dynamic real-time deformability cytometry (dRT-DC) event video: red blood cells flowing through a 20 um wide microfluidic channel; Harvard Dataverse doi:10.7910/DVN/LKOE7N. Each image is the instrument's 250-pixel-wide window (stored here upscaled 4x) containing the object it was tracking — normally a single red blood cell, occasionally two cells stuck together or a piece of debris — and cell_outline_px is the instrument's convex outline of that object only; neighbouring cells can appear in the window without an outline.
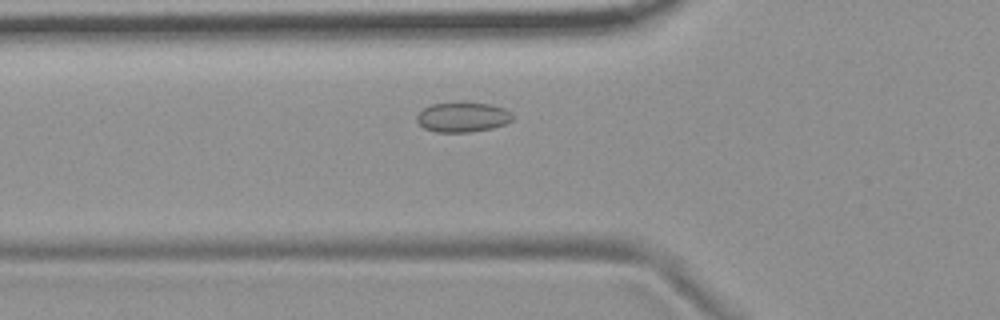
{"species": "common noctule bat (a hibernating species)", "species_latin": "Nyctalus noctula", "temperature_condition": "room temperature", "stored_images_in_passage": 42, "camera_frame_rate_fps": 3000, "um_per_image_px": 0.085, "animal": {"sex": "female", "body_mass_g": 19.9}, "frame": {"image": 1, "passage_image": 7, "time_ms": 2.0, "image_size_px": [1000, 320], "cell_outline_px": [[512, 120], [504, 124], [492, 128], [472, 132], [436, 132], [424, 128], [416, 120], [416, 116], [424, 108], [432, 104], [488, 104], [504, 108], [512, 112]], "centroid_in_image_um": [39.33, 9.99], "position_along_channel_um": 86.5, "area_um2": 16.24}}
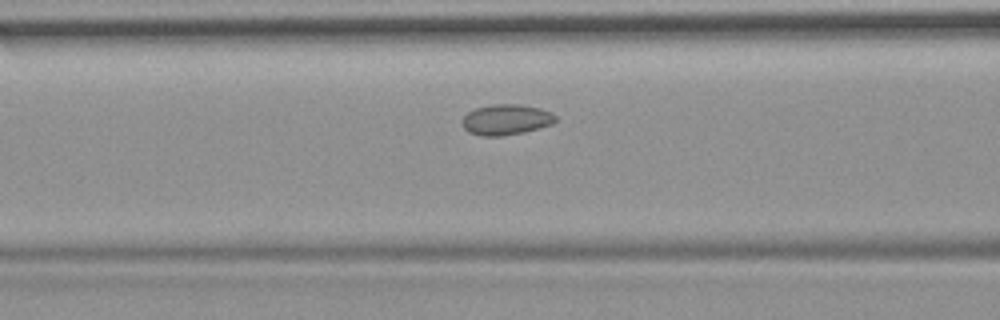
{"frame": {"image": 2, "passage_image": 10, "time_ms": 3.0, "image_size_px": [1000, 320], "cell_outline_px": [[556, 120], [552, 124], [524, 132], [500, 136], [480, 136], [468, 132], [464, 128], [464, 116], [468, 112], [476, 108], [492, 104], [520, 104], [540, 108], [552, 112], [556, 116]], "centroid_in_image_um": [43.04, 10.16], "position_along_channel_um": 123.6, "area_um2": 16.59}}
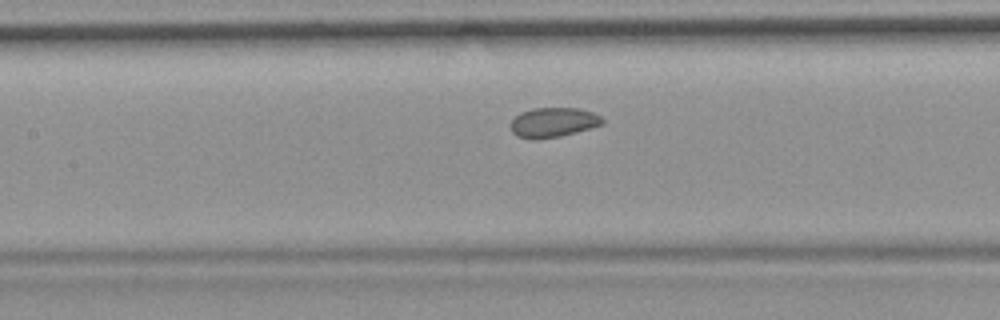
{"frame": {"image": 3, "passage_image": 13, "time_ms": 4.0, "image_size_px": [1000, 320], "cell_outline_px": [[604, 124], [576, 132], [560, 136], [536, 140], [532, 140], [516, 136], [512, 132], [512, 120], [520, 112], [532, 108], [580, 108], [592, 112], [600, 116], [604, 120]], "centroid_in_image_um": [47.02, 10.41], "position_along_channel_um": 160.4, "area_um2": 15.95}, "authors_computed_cell_mechanics": {"area_um2": 16.3285, "velocity_mm_per_s": 3.6813, "shape_relaxation_time_tau1_ms": null, "shape_relaxation_time_tau2_ms": 1.9496, "deformation_change_tau1": null, "deformation_change_tau2": 0.0575}}